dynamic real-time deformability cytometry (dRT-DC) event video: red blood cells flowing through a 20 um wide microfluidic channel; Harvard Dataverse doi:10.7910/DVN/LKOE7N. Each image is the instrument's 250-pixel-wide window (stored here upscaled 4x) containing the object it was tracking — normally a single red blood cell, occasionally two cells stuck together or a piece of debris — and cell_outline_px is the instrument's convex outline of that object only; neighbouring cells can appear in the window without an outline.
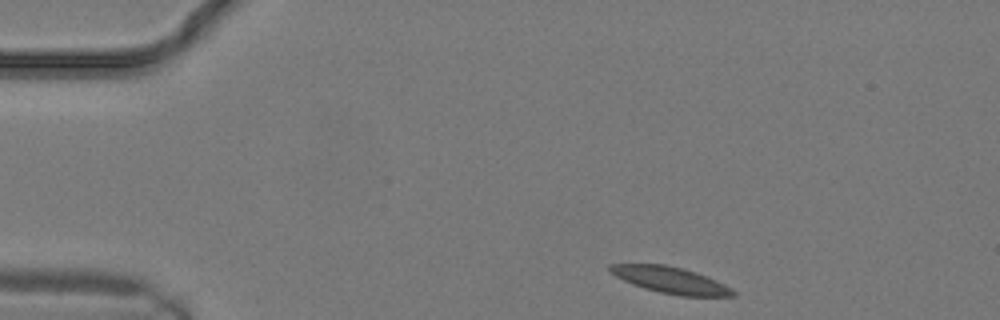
{"species": "common noctule bat (a hibernating species)", "species_latin": "Nyctalus noctula", "temperature_condition": "warm", "stored_images_in_passage": 8, "camera_frame_rate_fps": 3000, "um_per_image_px": 0.085, "animal": {"sex": "male", "body_mass_g": 19.2, "forearm_length_mm": 51.8}, "frame": {"image": 1, "passage_image": 1, "time_ms": 0.0, "image_size_px": [1000, 320], "cell_outline_px": [[736, 296], [680, 296], [660, 292], [644, 288], [632, 284], [608, 272], [608, 264], [664, 264], [684, 268], [696, 272], [716, 280], [732, 288], [736, 292]], "centroid_in_image_um": [57.0, 23.8], "position_along_channel_um": 28.0, "area_um2": 19.02}}
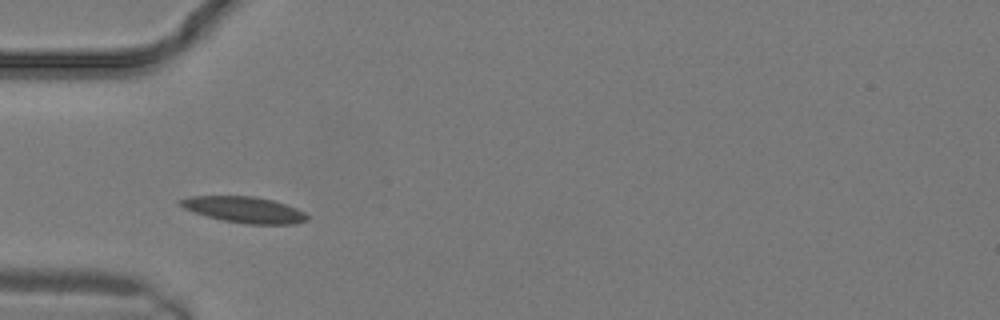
{"frame": {"image": 2, "passage_image": 5, "time_ms": 1.333, "image_size_px": [1000, 320], "cell_outline_px": [[308, 220], [296, 224], [248, 224], [224, 220], [208, 216], [184, 208], [176, 204], [176, 200], [188, 196], [256, 196], [272, 200], [296, 208], [304, 212], [308, 216]], "centroid_in_image_um": [20.74, 17.81], "position_along_channel_um": 64.3, "area_um2": 19.25}}
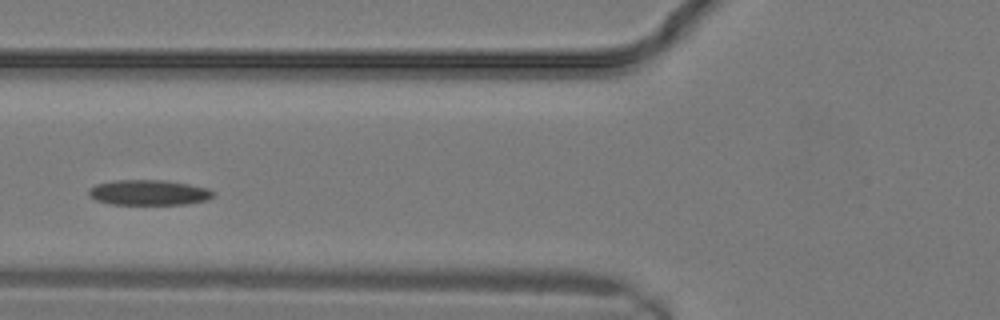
{"frame": {"image": 3, "passage_image": 7, "time_ms": 2.0, "image_size_px": [1000, 320], "cell_outline_px": [[216, 192], [208, 200], [184, 204], [112, 204], [96, 200], [88, 196], [88, 188], [96, 184], [116, 180], [164, 180], [188, 184], [208, 188]], "centroid_in_image_um": [12.63, 16.36], "position_along_channel_um": 113.2, "area_um2": 18.38}}